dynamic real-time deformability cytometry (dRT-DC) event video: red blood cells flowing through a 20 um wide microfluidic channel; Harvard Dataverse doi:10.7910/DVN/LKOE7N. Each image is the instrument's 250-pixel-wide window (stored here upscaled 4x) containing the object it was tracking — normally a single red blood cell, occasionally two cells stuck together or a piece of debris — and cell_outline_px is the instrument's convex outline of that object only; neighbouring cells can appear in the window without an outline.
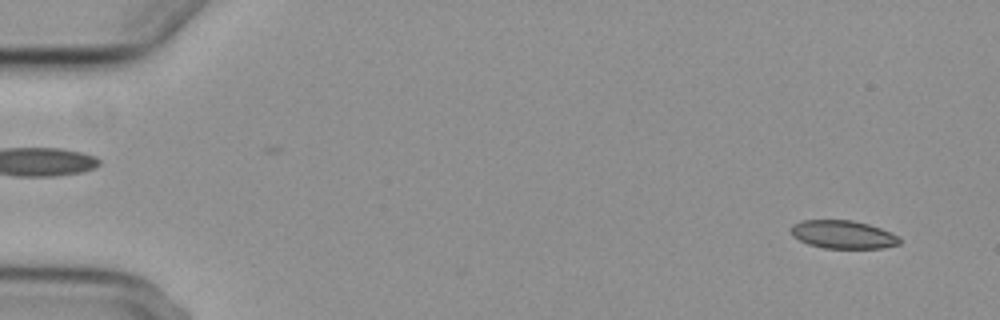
{"species": "common noctule bat (a hibernating species)", "species_latin": "Nyctalus noctula", "temperature_condition": "cold", "stored_images_in_passage": 4, "camera_frame_rate_fps": 3000, "um_per_image_px": 0.085, "animal": {"sex": "female", "body_mass_g": 29.2, "forearm_length_mm": 56.3}, "frame": {"image": 1, "passage_image": 1, "time_ms": 0.0, "image_size_px": [1000, 320], "cell_outline_px": [[900, 244], [884, 248], [824, 248], [808, 244], [792, 236], [792, 224], [800, 220], [852, 220], [868, 224], [880, 228], [900, 236]], "centroid_in_image_um": [71.67, 19.93], "position_along_channel_um": 13.3, "area_um2": 17.86}}
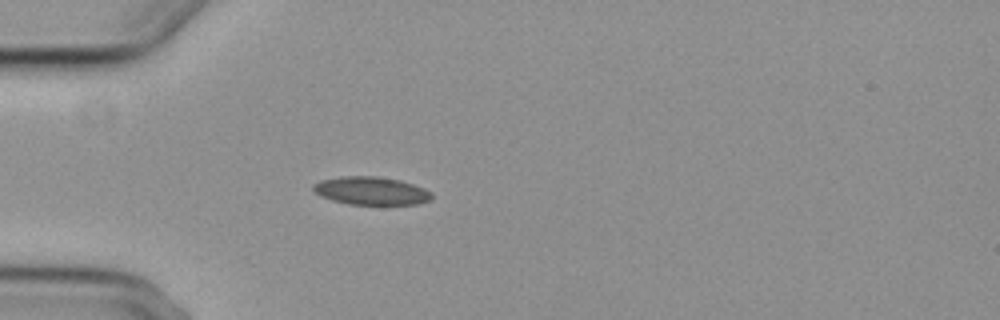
{"frame": {"image": 2, "passage_image": 4, "time_ms": 4.333, "image_size_px": [1000, 320], "cell_outline_px": [[432, 200], [420, 204], [348, 204], [332, 200], [320, 196], [312, 188], [312, 184], [320, 180], [340, 176], [376, 176], [400, 180], [424, 188], [432, 192]], "centroid_in_image_um": [31.55, 16.21], "position_along_channel_um": 53.5, "area_um2": 19.48}}